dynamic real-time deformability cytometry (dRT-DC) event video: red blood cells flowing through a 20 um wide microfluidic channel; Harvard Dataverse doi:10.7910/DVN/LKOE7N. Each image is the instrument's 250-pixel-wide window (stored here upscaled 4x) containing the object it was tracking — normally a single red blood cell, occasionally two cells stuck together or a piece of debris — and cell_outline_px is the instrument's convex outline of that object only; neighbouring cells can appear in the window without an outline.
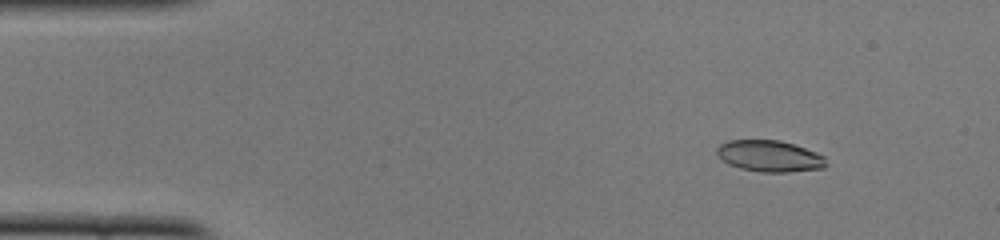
{"species": "common noctule bat (a hibernating species)", "species_latin": "Nyctalus noctula", "temperature_condition": "cold", "stored_images_in_passage": 51, "camera_frame_rate_fps": 3000, "um_per_image_px": 0.085, "animal": {"sex": "female", "body_mass_g": 22.0, "forearm_length_mm": 56.7}, "frame": {"image": 1, "passage_image": 6, "time_ms": 1.667, "image_size_px": [1000, 240], "cell_outline_px": [[828, 164], [824, 168], [788, 172], [760, 172], [740, 168], [728, 164], [716, 152], [716, 148], [720, 144], [728, 140], [780, 140], [816, 152], [824, 156]], "centroid_in_image_um": [65.42, 13.27], "position_along_channel_um": 19.6, "area_um2": 19.94}}
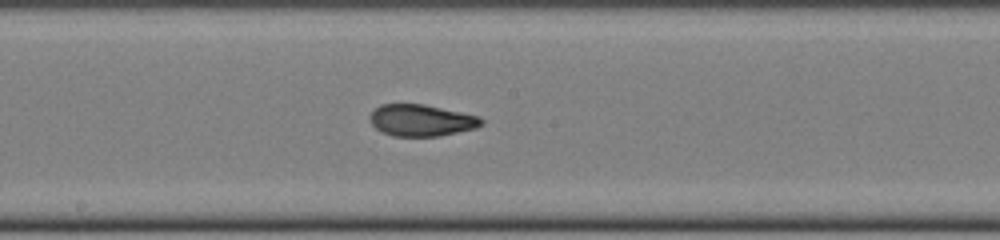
{"frame": {"image": 2, "passage_image": 27, "time_ms": 8.667, "image_size_px": [1000, 240], "cell_outline_px": [[484, 124], [476, 128], [440, 136], [392, 136], [380, 132], [372, 124], [368, 116], [380, 104], [424, 104], [480, 116], [484, 120]], "centroid_in_image_um": [35.82, 10.23], "position_along_channel_um": 212.4, "area_um2": 20.75}}
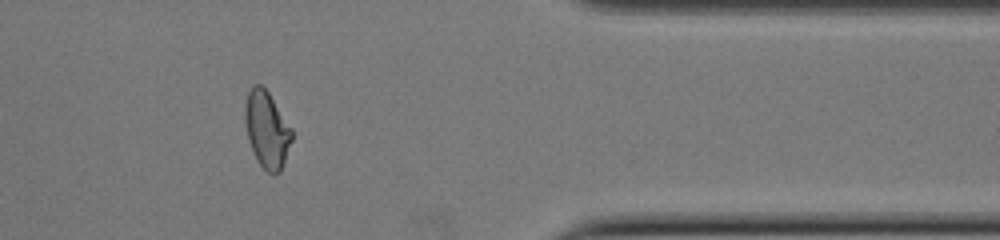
{"frame": {"image": 3, "passage_image": 42, "time_ms": 13.667, "image_size_px": [1000, 240], "cell_outline_px": [[292, 140], [280, 172], [268, 172], [256, 160], [248, 140], [244, 120], [244, 104], [248, 92], [252, 84], [260, 84], [268, 92], [292, 128]], "centroid_in_image_um": [22.66, 10.98], "position_along_channel_um": 388.7, "area_um2": 20.87}, "authors_computed_cell_mechanics": {"area_um2": 20.7502, "velocity_mm_per_s": 3.9298, "shape_relaxation_time_tau1_ms": 9.6468, "shape_relaxation_time_tau2_ms": 1.4864, "deformation_change_tau1": 0.2625, "deformation_change_tau2": 0.0593}}